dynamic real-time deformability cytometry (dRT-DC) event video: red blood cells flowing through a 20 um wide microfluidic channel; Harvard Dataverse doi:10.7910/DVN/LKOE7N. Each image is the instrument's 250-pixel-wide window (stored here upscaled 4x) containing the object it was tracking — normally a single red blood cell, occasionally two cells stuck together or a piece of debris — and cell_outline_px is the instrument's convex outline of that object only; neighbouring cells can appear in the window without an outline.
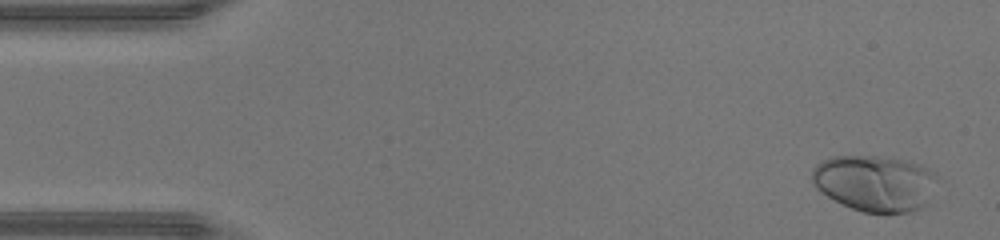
{"species": "human", "species_latin": "Homo sapiens", "temperature_condition": "warm", "stored_images_in_passage": 46, "camera_frame_rate_fps": 3000, "um_per_image_px": 0.085, "donor": {"sex": "male"}, "frame": {"image": 1, "passage_image": 2, "time_ms": 0.333, "image_size_px": [1000, 240], "cell_outline_px": [[936, 180], [924, 204], [920, 208], [908, 212], [864, 212], [852, 208], [820, 192], [816, 188], [812, 180], [812, 168], [820, 160], [832, 156], [880, 156], [904, 160], [920, 164], [936, 172]], "centroid_in_image_um": [74.32, 15.53], "position_along_channel_um": 10.7, "area_um2": 40.63}}
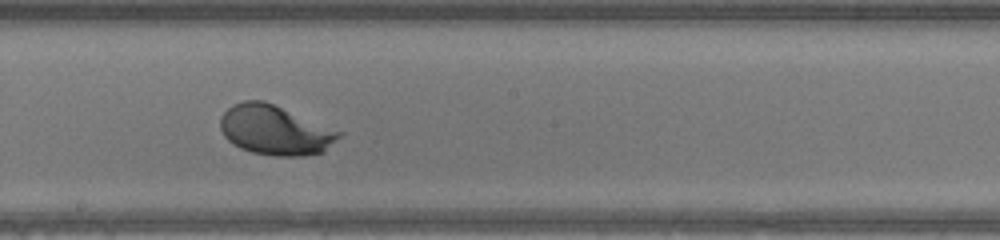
{"frame": {"image": 2, "passage_image": 25, "time_ms": 8.0, "image_size_px": [1000, 240], "cell_outline_px": [[344, 132], [324, 152], [304, 156], [276, 156], [252, 152], [240, 148], [232, 144], [224, 136], [220, 128], [220, 116], [232, 104], [244, 100], [264, 100]], "centroid_in_image_um": [23.37, 11.06], "position_along_channel_um": 224.8, "area_um2": 34.51}}
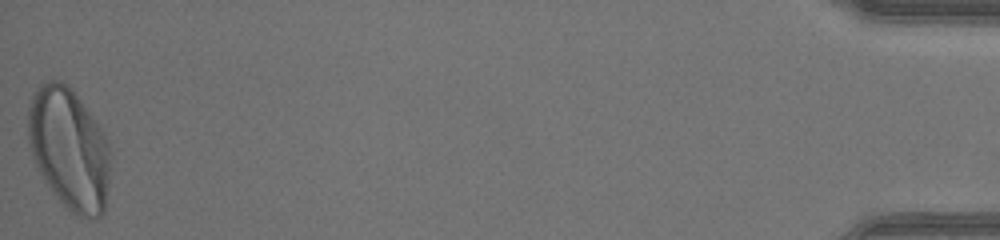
{"frame": {"image": 3, "passage_image": 46, "time_ms": 15.0, "image_size_px": [1000, 240], "cell_outline_px": [[108, 180], [104, 212], [96, 220], [92, 220], [80, 216], [72, 212], [56, 196], [36, 168], [32, 156], [28, 140], [28, 108], [32, 96], [40, 84], [48, 80], [60, 80], [72, 88], [104, 132], [108, 140]], "centroid_in_image_um": [5.86, 12.63], "position_along_channel_um": 429.3, "area_um2": 58.15}, "authors_computed_cell_mechanics": {"area_um2": 35.0268, "velocity_mm_per_s": 4.4659, "shape_relaxation_time_tau1_ms": 1.3613, "shape_relaxation_time_tau2_ms": null, "deformation_change_tau1": 0.1557, "deformation_change_tau2": null}}